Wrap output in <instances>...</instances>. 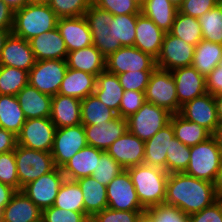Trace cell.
I'll return each mask as SVG.
<instances>
[{"mask_svg":"<svg viewBox=\"0 0 222 222\" xmlns=\"http://www.w3.org/2000/svg\"><path fill=\"white\" fill-rule=\"evenodd\" d=\"M213 183L182 173L168 175L165 204L176 206L190 215L217 201Z\"/></svg>","mask_w":222,"mask_h":222,"instance_id":"6da1fadb","label":"cell"},{"mask_svg":"<svg viewBox=\"0 0 222 222\" xmlns=\"http://www.w3.org/2000/svg\"><path fill=\"white\" fill-rule=\"evenodd\" d=\"M135 187L141 205L150 209L165 202L166 185L169 173L166 170L137 165L126 169Z\"/></svg>","mask_w":222,"mask_h":222,"instance_id":"7a4b0ae2","label":"cell"},{"mask_svg":"<svg viewBox=\"0 0 222 222\" xmlns=\"http://www.w3.org/2000/svg\"><path fill=\"white\" fill-rule=\"evenodd\" d=\"M58 17L46 3H33L14 11L12 33L27 41L57 27Z\"/></svg>","mask_w":222,"mask_h":222,"instance_id":"3957f363","label":"cell"},{"mask_svg":"<svg viewBox=\"0 0 222 222\" xmlns=\"http://www.w3.org/2000/svg\"><path fill=\"white\" fill-rule=\"evenodd\" d=\"M221 162L222 151L212 136L202 143L190 146V162L184 173L213 183Z\"/></svg>","mask_w":222,"mask_h":222,"instance_id":"277c9868","label":"cell"},{"mask_svg":"<svg viewBox=\"0 0 222 222\" xmlns=\"http://www.w3.org/2000/svg\"><path fill=\"white\" fill-rule=\"evenodd\" d=\"M17 166L19 191L41 175L53 171L56 166L51 152L29 149L16 145L14 150Z\"/></svg>","mask_w":222,"mask_h":222,"instance_id":"5b68a950","label":"cell"},{"mask_svg":"<svg viewBox=\"0 0 222 222\" xmlns=\"http://www.w3.org/2000/svg\"><path fill=\"white\" fill-rule=\"evenodd\" d=\"M172 113L146 102L133 115L127 118V129L140 140L146 141L170 123Z\"/></svg>","mask_w":222,"mask_h":222,"instance_id":"8992f818","label":"cell"},{"mask_svg":"<svg viewBox=\"0 0 222 222\" xmlns=\"http://www.w3.org/2000/svg\"><path fill=\"white\" fill-rule=\"evenodd\" d=\"M146 102L168 110L172 114L180 112L176 84L172 72L155 68L150 75L145 91Z\"/></svg>","mask_w":222,"mask_h":222,"instance_id":"52a82bcc","label":"cell"},{"mask_svg":"<svg viewBox=\"0 0 222 222\" xmlns=\"http://www.w3.org/2000/svg\"><path fill=\"white\" fill-rule=\"evenodd\" d=\"M66 60L36 61L29 71L28 84L39 92L54 96L67 72Z\"/></svg>","mask_w":222,"mask_h":222,"instance_id":"ba28073f","label":"cell"},{"mask_svg":"<svg viewBox=\"0 0 222 222\" xmlns=\"http://www.w3.org/2000/svg\"><path fill=\"white\" fill-rule=\"evenodd\" d=\"M156 59L134 46L121 47L106 57L105 70L119 75L124 72L153 71Z\"/></svg>","mask_w":222,"mask_h":222,"instance_id":"9c48e42d","label":"cell"},{"mask_svg":"<svg viewBox=\"0 0 222 222\" xmlns=\"http://www.w3.org/2000/svg\"><path fill=\"white\" fill-rule=\"evenodd\" d=\"M56 126L48 118L26 119L20 133L17 135V145L51 152L54 144Z\"/></svg>","mask_w":222,"mask_h":222,"instance_id":"30bf717a","label":"cell"},{"mask_svg":"<svg viewBox=\"0 0 222 222\" xmlns=\"http://www.w3.org/2000/svg\"><path fill=\"white\" fill-rule=\"evenodd\" d=\"M87 145L83 124L56 128L51 151L55 166L62 168L79 150Z\"/></svg>","mask_w":222,"mask_h":222,"instance_id":"8fae6325","label":"cell"},{"mask_svg":"<svg viewBox=\"0 0 222 222\" xmlns=\"http://www.w3.org/2000/svg\"><path fill=\"white\" fill-rule=\"evenodd\" d=\"M107 207L118 211H144L128 171L125 169L107 186Z\"/></svg>","mask_w":222,"mask_h":222,"instance_id":"7c38bea8","label":"cell"},{"mask_svg":"<svg viewBox=\"0 0 222 222\" xmlns=\"http://www.w3.org/2000/svg\"><path fill=\"white\" fill-rule=\"evenodd\" d=\"M65 179L62 169L56 167L53 171L25 185L22 191L40 210H44L53 206Z\"/></svg>","mask_w":222,"mask_h":222,"instance_id":"4fadbf2b","label":"cell"},{"mask_svg":"<svg viewBox=\"0 0 222 222\" xmlns=\"http://www.w3.org/2000/svg\"><path fill=\"white\" fill-rule=\"evenodd\" d=\"M195 46L182 39L166 33L159 56L156 58V68L172 71L192 64Z\"/></svg>","mask_w":222,"mask_h":222,"instance_id":"5bb4252c","label":"cell"},{"mask_svg":"<svg viewBox=\"0 0 222 222\" xmlns=\"http://www.w3.org/2000/svg\"><path fill=\"white\" fill-rule=\"evenodd\" d=\"M179 114L185 119L205 127L212 134L220 123L214 96L208 92L182 105Z\"/></svg>","mask_w":222,"mask_h":222,"instance_id":"9a60e30c","label":"cell"},{"mask_svg":"<svg viewBox=\"0 0 222 222\" xmlns=\"http://www.w3.org/2000/svg\"><path fill=\"white\" fill-rule=\"evenodd\" d=\"M145 141L128 130L116 139L106 150L124 169L141 165L144 162Z\"/></svg>","mask_w":222,"mask_h":222,"instance_id":"2e32d148","label":"cell"},{"mask_svg":"<svg viewBox=\"0 0 222 222\" xmlns=\"http://www.w3.org/2000/svg\"><path fill=\"white\" fill-rule=\"evenodd\" d=\"M36 59L29 41L12 32L7 37L0 56V66H9L30 71Z\"/></svg>","mask_w":222,"mask_h":222,"instance_id":"e0dca14e","label":"cell"},{"mask_svg":"<svg viewBox=\"0 0 222 222\" xmlns=\"http://www.w3.org/2000/svg\"><path fill=\"white\" fill-rule=\"evenodd\" d=\"M57 29L68 52L93 45L92 33L84 16L58 18Z\"/></svg>","mask_w":222,"mask_h":222,"instance_id":"ac0fdd59","label":"cell"},{"mask_svg":"<svg viewBox=\"0 0 222 222\" xmlns=\"http://www.w3.org/2000/svg\"><path fill=\"white\" fill-rule=\"evenodd\" d=\"M171 72L176 84L177 98L180 106L207 93L206 77L192 66L176 68Z\"/></svg>","mask_w":222,"mask_h":222,"instance_id":"d6986e66","label":"cell"},{"mask_svg":"<svg viewBox=\"0 0 222 222\" xmlns=\"http://www.w3.org/2000/svg\"><path fill=\"white\" fill-rule=\"evenodd\" d=\"M127 130V119L120 116L102 124L84 125L87 144L103 151Z\"/></svg>","mask_w":222,"mask_h":222,"instance_id":"ffe728a7","label":"cell"},{"mask_svg":"<svg viewBox=\"0 0 222 222\" xmlns=\"http://www.w3.org/2000/svg\"><path fill=\"white\" fill-rule=\"evenodd\" d=\"M36 61L66 60L68 51L57 27L29 40Z\"/></svg>","mask_w":222,"mask_h":222,"instance_id":"44dd1931","label":"cell"},{"mask_svg":"<svg viewBox=\"0 0 222 222\" xmlns=\"http://www.w3.org/2000/svg\"><path fill=\"white\" fill-rule=\"evenodd\" d=\"M174 137V129L169 123L146 140L143 164L166 170V155Z\"/></svg>","mask_w":222,"mask_h":222,"instance_id":"7402d4cb","label":"cell"},{"mask_svg":"<svg viewBox=\"0 0 222 222\" xmlns=\"http://www.w3.org/2000/svg\"><path fill=\"white\" fill-rule=\"evenodd\" d=\"M165 34L151 19L140 13L137 17L134 47L156 59L160 54Z\"/></svg>","mask_w":222,"mask_h":222,"instance_id":"603a6c76","label":"cell"},{"mask_svg":"<svg viewBox=\"0 0 222 222\" xmlns=\"http://www.w3.org/2000/svg\"><path fill=\"white\" fill-rule=\"evenodd\" d=\"M105 151L87 145L79 150L61 169L68 180L76 181L94 173L101 155Z\"/></svg>","mask_w":222,"mask_h":222,"instance_id":"cb8c5ba5","label":"cell"},{"mask_svg":"<svg viewBox=\"0 0 222 222\" xmlns=\"http://www.w3.org/2000/svg\"><path fill=\"white\" fill-rule=\"evenodd\" d=\"M40 210L22 191H16L1 213L2 222H40Z\"/></svg>","mask_w":222,"mask_h":222,"instance_id":"d4e9b609","label":"cell"},{"mask_svg":"<svg viewBox=\"0 0 222 222\" xmlns=\"http://www.w3.org/2000/svg\"><path fill=\"white\" fill-rule=\"evenodd\" d=\"M81 100L56 94L52 96L50 119L56 128L81 124Z\"/></svg>","mask_w":222,"mask_h":222,"instance_id":"484cf974","label":"cell"},{"mask_svg":"<svg viewBox=\"0 0 222 222\" xmlns=\"http://www.w3.org/2000/svg\"><path fill=\"white\" fill-rule=\"evenodd\" d=\"M16 97L26 119L50 117L52 96L41 93L28 84L19 91Z\"/></svg>","mask_w":222,"mask_h":222,"instance_id":"4316f807","label":"cell"},{"mask_svg":"<svg viewBox=\"0 0 222 222\" xmlns=\"http://www.w3.org/2000/svg\"><path fill=\"white\" fill-rule=\"evenodd\" d=\"M97 76L79 70L67 68L59 88V94L83 100L94 94Z\"/></svg>","mask_w":222,"mask_h":222,"instance_id":"83f0119b","label":"cell"},{"mask_svg":"<svg viewBox=\"0 0 222 222\" xmlns=\"http://www.w3.org/2000/svg\"><path fill=\"white\" fill-rule=\"evenodd\" d=\"M67 67L98 76L105 71L106 58L94 45L68 52Z\"/></svg>","mask_w":222,"mask_h":222,"instance_id":"f1b7e54d","label":"cell"},{"mask_svg":"<svg viewBox=\"0 0 222 222\" xmlns=\"http://www.w3.org/2000/svg\"><path fill=\"white\" fill-rule=\"evenodd\" d=\"M124 89L121 86L116 74L103 71L97 76L94 94L108 108L112 109L119 116V106Z\"/></svg>","mask_w":222,"mask_h":222,"instance_id":"f546056e","label":"cell"},{"mask_svg":"<svg viewBox=\"0 0 222 222\" xmlns=\"http://www.w3.org/2000/svg\"><path fill=\"white\" fill-rule=\"evenodd\" d=\"M76 182L83 193L84 212L89 217L107 208L106 186L92 176L80 178Z\"/></svg>","mask_w":222,"mask_h":222,"instance_id":"4dcf8cb0","label":"cell"},{"mask_svg":"<svg viewBox=\"0 0 222 222\" xmlns=\"http://www.w3.org/2000/svg\"><path fill=\"white\" fill-rule=\"evenodd\" d=\"M222 59V44L202 40L195 46L191 66L207 77Z\"/></svg>","mask_w":222,"mask_h":222,"instance_id":"1f68e13d","label":"cell"},{"mask_svg":"<svg viewBox=\"0 0 222 222\" xmlns=\"http://www.w3.org/2000/svg\"><path fill=\"white\" fill-rule=\"evenodd\" d=\"M170 123L175 137L187 146L197 145L212 137V133L205 127L185 119L179 113L172 114Z\"/></svg>","mask_w":222,"mask_h":222,"instance_id":"d6a6232c","label":"cell"},{"mask_svg":"<svg viewBox=\"0 0 222 222\" xmlns=\"http://www.w3.org/2000/svg\"><path fill=\"white\" fill-rule=\"evenodd\" d=\"M178 9L169 0H146L141 13L151 19L157 27L169 33Z\"/></svg>","mask_w":222,"mask_h":222,"instance_id":"836d02e7","label":"cell"},{"mask_svg":"<svg viewBox=\"0 0 222 222\" xmlns=\"http://www.w3.org/2000/svg\"><path fill=\"white\" fill-rule=\"evenodd\" d=\"M26 121L16 96L0 94V127L18 135Z\"/></svg>","mask_w":222,"mask_h":222,"instance_id":"e575fe53","label":"cell"},{"mask_svg":"<svg viewBox=\"0 0 222 222\" xmlns=\"http://www.w3.org/2000/svg\"><path fill=\"white\" fill-rule=\"evenodd\" d=\"M81 124L98 125L115 119L118 115L101 102L95 94L81 100Z\"/></svg>","mask_w":222,"mask_h":222,"instance_id":"d590c367","label":"cell"},{"mask_svg":"<svg viewBox=\"0 0 222 222\" xmlns=\"http://www.w3.org/2000/svg\"><path fill=\"white\" fill-rule=\"evenodd\" d=\"M139 14L114 15L110 22L109 35L115 43L122 47L134 46L136 36V23Z\"/></svg>","mask_w":222,"mask_h":222,"instance_id":"8d00e7d4","label":"cell"},{"mask_svg":"<svg viewBox=\"0 0 222 222\" xmlns=\"http://www.w3.org/2000/svg\"><path fill=\"white\" fill-rule=\"evenodd\" d=\"M170 33L184 42L197 46L202 40V31L198 18L177 11Z\"/></svg>","mask_w":222,"mask_h":222,"instance_id":"74e56055","label":"cell"},{"mask_svg":"<svg viewBox=\"0 0 222 222\" xmlns=\"http://www.w3.org/2000/svg\"><path fill=\"white\" fill-rule=\"evenodd\" d=\"M53 206L75 212H84L83 193L78 183L65 179L58 190Z\"/></svg>","mask_w":222,"mask_h":222,"instance_id":"f35d334b","label":"cell"},{"mask_svg":"<svg viewBox=\"0 0 222 222\" xmlns=\"http://www.w3.org/2000/svg\"><path fill=\"white\" fill-rule=\"evenodd\" d=\"M29 72L9 66H0V94L16 96L28 85Z\"/></svg>","mask_w":222,"mask_h":222,"instance_id":"ab89813d","label":"cell"},{"mask_svg":"<svg viewBox=\"0 0 222 222\" xmlns=\"http://www.w3.org/2000/svg\"><path fill=\"white\" fill-rule=\"evenodd\" d=\"M203 40L222 44V5L218 4L198 18Z\"/></svg>","mask_w":222,"mask_h":222,"instance_id":"60d3db41","label":"cell"},{"mask_svg":"<svg viewBox=\"0 0 222 222\" xmlns=\"http://www.w3.org/2000/svg\"><path fill=\"white\" fill-rule=\"evenodd\" d=\"M190 162V146L179 139H172L171 147L166 155V171L171 173L185 172Z\"/></svg>","mask_w":222,"mask_h":222,"instance_id":"b9f144b4","label":"cell"},{"mask_svg":"<svg viewBox=\"0 0 222 222\" xmlns=\"http://www.w3.org/2000/svg\"><path fill=\"white\" fill-rule=\"evenodd\" d=\"M84 17L89 25L92 38L109 36L111 31L109 24L114 17L109 11L103 10L92 3Z\"/></svg>","mask_w":222,"mask_h":222,"instance_id":"7bdbcfd3","label":"cell"},{"mask_svg":"<svg viewBox=\"0 0 222 222\" xmlns=\"http://www.w3.org/2000/svg\"><path fill=\"white\" fill-rule=\"evenodd\" d=\"M125 169L106 151L101 155L100 160L91 175L100 184L107 186L117 175Z\"/></svg>","mask_w":222,"mask_h":222,"instance_id":"ee69618b","label":"cell"},{"mask_svg":"<svg viewBox=\"0 0 222 222\" xmlns=\"http://www.w3.org/2000/svg\"><path fill=\"white\" fill-rule=\"evenodd\" d=\"M92 0H50L48 5L58 18L84 16Z\"/></svg>","mask_w":222,"mask_h":222,"instance_id":"f6af8a7d","label":"cell"},{"mask_svg":"<svg viewBox=\"0 0 222 222\" xmlns=\"http://www.w3.org/2000/svg\"><path fill=\"white\" fill-rule=\"evenodd\" d=\"M0 182L19 191V180L14 151L0 154Z\"/></svg>","mask_w":222,"mask_h":222,"instance_id":"bcb514c9","label":"cell"},{"mask_svg":"<svg viewBox=\"0 0 222 222\" xmlns=\"http://www.w3.org/2000/svg\"><path fill=\"white\" fill-rule=\"evenodd\" d=\"M89 216L85 212H75L51 206L42 210V222H86Z\"/></svg>","mask_w":222,"mask_h":222,"instance_id":"7dc6e473","label":"cell"},{"mask_svg":"<svg viewBox=\"0 0 222 222\" xmlns=\"http://www.w3.org/2000/svg\"><path fill=\"white\" fill-rule=\"evenodd\" d=\"M92 3L113 16L141 13V8L133 0H92Z\"/></svg>","mask_w":222,"mask_h":222,"instance_id":"c3c4849f","label":"cell"},{"mask_svg":"<svg viewBox=\"0 0 222 222\" xmlns=\"http://www.w3.org/2000/svg\"><path fill=\"white\" fill-rule=\"evenodd\" d=\"M153 71L124 72L117 75L119 82L125 91L134 90L145 92Z\"/></svg>","mask_w":222,"mask_h":222,"instance_id":"681fc988","label":"cell"},{"mask_svg":"<svg viewBox=\"0 0 222 222\" xmlns=\"http://www.w3.org/2000/svg\"><path fill=\"white\" fill-rule=\"evenodd\" d=\"M145 92L128 90L123 92L119 106V116L127 119L135 114L145 103Z\"/></svg>","mask_w":222,"mask_h":222,"instance_id":"f907efd6","label":"cell"},{"mask_svg":"<svg viewBox=\"0 0 222 222\" xmlns=\"http://www.w3.org/2000/svg\"><path fill=\"white\" fill-rule=\"evenodd\" d=\"M157 222H190L189 215L176 206L162 203L148 209Z\"/></svg>","mask_w":222,"mask_h":222,"instance_id":"816d5d0a","label":"cell"},{"mask_svg":"<svg viewBox=\"0 0 222 222\" xmlns=\"http://www.w3.org/2000/svg\"><path fill=\"white\" fill-rule=\"evenodd\" d=\"M142 211H118L110 208L96 213L93 218L97 222H136Z\"/></svg>","mask_w":222,"mask_h":222,"instance_id":"f5cc1de1","label":"cell"},{"mask_svg":"<svg viewBox=\"0 0 222 222\" xmlns=\"http://www.w3.org/2000/svg\"><path fill=\"white\" fill-rule=\"evenodd\" d=\"M217 4L216 0H184L178 11L195 18L201 17Z\"/></svg>","mask_w":222,"mask_h":222,"instance_id":"db71d44e","label":"cell"},{"mask_svg":"<svg viewBox=\"0 0 222 222\" xmlns=\"http://www.w3.org/2000/svg\"><path fill=\"white\" fill-rule=\"evenodd\" d=\"M190 222H222V201L189 215Z\"/></svg>","mask_w":222,"mask_h":222,"instance_id":"11a10c76","label":"cell"},{"mask_svg":"<svg viewBox=\"0 0 222 222\" xmlns=\"http://www.w3.org/2000/svg\"><path fill=\"white\" fill-rule=\"evenodd\" d=\"M206 89L213 96L222 93V59L218 66L206 77Z\"/></svg>","mask_w":222,"mask_h":222,"instance_id":"9f6ffc18","label":"cell"},{"mask_svg":"<svg viewBox=\"0 0 222 222\" xmlns=\"http://www.w3.org/2000/svg\"><path fill=\"white\" fill-rule=\"evenodd\" d=\"M92 39L93 45L105 58L122 47L120 43H115L110 35Z\"/></svg>","mask_w":222,"mask_h":222,"instance_id":"6f0895ef","label":"cell"},{"mask_svg":"<svg viewBox=\"0 0 222 222\" xmlns=\"http://www.w3.org/2000/svg\"><path fill=\"white\" fill-rule=\"evenodd\" d=\"M17 145V136L0 127V154L14 151Z\"/></svg>","mask_w":222,"mask_h":222,"instance_id":"680465c9","label":"cell"},{"mask_svg":"<svg viewBox=\"0 0 222 222\" xmlns=\"http://www.w3.org/2000/svg\"><path fill=\"white\" fill-rule=\"evenodd\" d=\"M14 12L0 0V30H12Z\"/></svg>","mask_w":222,"mask_h":222,"instance_id":"91938a15","label":"cell"},{"mask_svg":"<svg viewBox=\"0 0 222 222\" xmlns=\"http://www.w3.org/2000/svg\"><path fill=\"white\" fill-rule=\"evenodd\" d=\"M16 192L14 188L0 182V214L3 208L10 202L13 194Z\"/></svg>","mask_w":222,"mask_h":222,"instance_id":"94428289","label":"cell"},{"mask_svg":"<svg viewBox=\"0 0 222 222\" xmlns=\"http://www.w3.org/2000/svg\"><path fill=\"white\" fill-rule=\"evenodd\" d=\"M217 199L222 201V162L213 182Z\"/></svg>","mask_w":222,"mask_h":222,"instance_id":"6125c7cd","label":"cell"},{"mask_svg":"<svg viewBox=\"0 0 222 222\" xmlns=\"http://www.w3.org/2000/svg\"><path fill=\"white\" fill-rule=\"evenodd\" d=\"M2 1L5 4H7L13 12L23 8L25 5L31 2L30 0H2Z\"/></svg>","mask_w":222,"mask_h":222,"instance_id":"be15d7a7","label":"cell"},{"mask_svg":"<svg viewBox=\"0 0 222 222\" xmlns=\"http://www.w3.org/2000/svg\"><path fill=\"white\" fill-rule=\"evenodd\" d=\"M136 222H157L154 215L148 210L139 213Z\"/></svg>","mask_w":222,"mask_h":222,"instance_id":"e7e4bbea","label":"cell"},{"mask_svg":"<svg viewBox=\"0 0 222 222\" xmlns=\"http://www.w3.org/2000/svg\"><path fill=\"white\" fill-rule=\"evenodd\" d=\"M218 120L222 123V93L214 95Z\"/></svg>","mask_w":222,"mask_h":222,"instance_id":"03108f58","label":"cell"},{"mask_svg":"<svg viewBox=\"0 0 222 222\" xmlns=\"http://www.w3.org/2000/svg\"><path fill=\"white\" fill-rule=\"evenodd\" d=\"M212 136L216 139L218 147L222 151V123H219Z\"/></svg>","mask_w":222,"mask_h":222,"instance_id":"003e7915","label":"cell"},{"mask_svg":"<svg viewBox=\"0 0 222 222\" xmlns=\"http://www.w3.org/2000/svg\"><path fill=\"white\" fill-rule=\"evenodd\" d=\"M12 30H0V56H1V52L4 46V43L7 39V37L9 36V34L11 33Z\"/></svg>","mask_w":222,"mask_h":222,"instance_id":"a7ac6f4b","label":"cell"},{"mask_svg":"<svg viewBox=\"0 0 222 222\" xmlns=\"http://www.w3.org/2000/svg\"><path fill=\"white\" fill-rule=\"evenodd\" d=\"M177 9L182 5L184 0H169Z\"/></svg>","mask_w":222,"mask_h":222,"instance_id":"89a4df30","label":"cell"},{"mask_svg":"<svg viewBox=\"0 0 222 222\" xmlns=\"http://www.w3.org/2000/svg\"><path fill=\"white\" fill-rule=\"evenodd\" d=\"M140 8L145 4L146 0H133Z\"/></svg>","mask_w":222,"mask_h":222,"instance_id":"2644e50d","label":"cell"},{"mask_svg":"<svg viewBox=\"0 0 222 222\" xmlns=\"http://www.w3.org/2000/svg\"><path fill=\"white\" fill-rule=\"evenodd\" d=\"M33 3H46L48 4L50 0H30Z\"/></svg>","mask_w":222,"mask_h":222,"instance_id":"8c879c8a","label":"cell"},{"mask_svg":"<svg viewBox=\"0 0 222 222\" xmlns=\"http://www.w3.org/2000/svg\"><path fill=\"white\" fill-rule=\"evenodd\" d=\"M86 222H97L93 217H89Z\"/></svg>","mask_w":222,"mask_h":222,"instance_id":"753ad0ef","label":"cell"},{"mask_svg":"<svg viewBox=\"0 0 222 222\" xmlns=\"http://www.w3.org/2000/svg\"><path fill=\"white\" fill-rule=\"evenodd\" d=\"M217 4H221L222 5V0H216Z\"/></svg>","mask_w":222,"mask_h":222,"instance_id":"34e18365","label":"cell"}]
</instances>
